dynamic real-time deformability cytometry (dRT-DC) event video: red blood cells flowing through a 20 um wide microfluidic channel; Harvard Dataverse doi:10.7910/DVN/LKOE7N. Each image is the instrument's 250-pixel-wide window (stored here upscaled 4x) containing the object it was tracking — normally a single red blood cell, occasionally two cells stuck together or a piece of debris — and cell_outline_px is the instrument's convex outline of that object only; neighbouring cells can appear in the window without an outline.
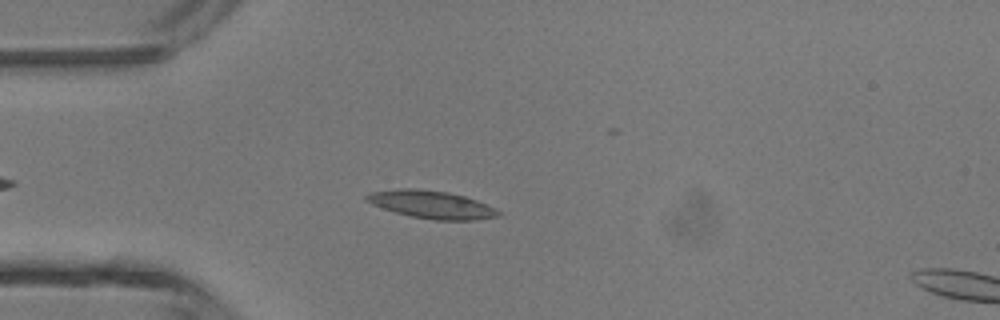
{"species": "common noctule bat (a hibernating species)", "species_latin": "Nyctalus noctula", "temperature_condition": "room temperature", "stored_images_in_passage": 4, "camera_frame_rate_fps": 3000, "um_per_image_px": 0.085, "animal": {"sex": "male", "body_mass_g": 13.3}, "frame": {"image": 1, "passage_image": 4, "time_ms": 1.0, "image_size_px": [1000, 320], "cell_outline_px": [[500, 216], [472, 220], [432, 220], [412, 216], [396, 212], [372, 204], [364, 200], [364, 196], [372, 192], [400, 188], [412, 188], [448, 192], [464, 196], [476, 200], [496, 208], [500, 212]], "centroid_in_image_um": [36.68, 17.38], "position_along_channel_um": 48.3, "area_um2": 21.15}}